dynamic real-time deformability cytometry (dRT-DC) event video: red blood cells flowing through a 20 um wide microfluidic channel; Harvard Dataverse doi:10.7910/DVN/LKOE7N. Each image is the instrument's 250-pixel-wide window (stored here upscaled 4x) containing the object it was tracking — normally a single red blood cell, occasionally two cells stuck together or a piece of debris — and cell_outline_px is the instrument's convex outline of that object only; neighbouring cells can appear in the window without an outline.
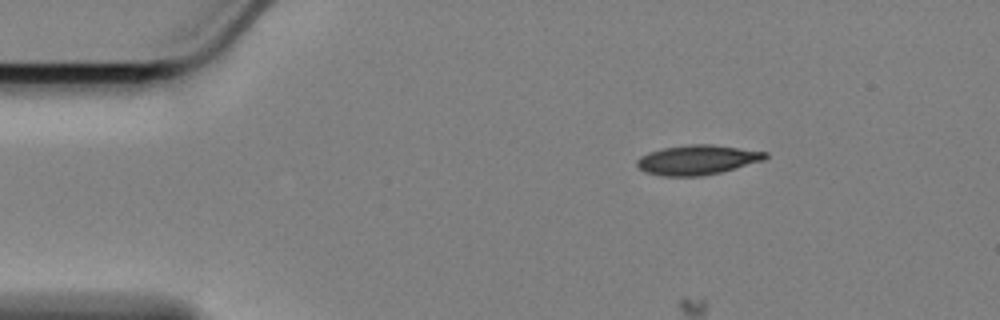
{"species": "Egyptian fruit bat (a non-hibernating species)", "species_latin": "Rousettus aegyptiacus", "temperature_condition": "cold", "stored_images_in_passage": 33, "camera_frame_rate_fps": 3000, "um_per_image_px": 0.085, "animal": {"sex": "female"}, "frame": {"image": 1, "passage_image": 1, "time_ms": 0.0, "image_size_px": [1000, 320], "cell_outline_px": [[768, 156], [764, 160], [720, 172], [700, 176], [664, 176], [644, 172], [636, 164], [636, 160], [640, 156], [648, 152], [664, 148], [688, 144], [712, 144], [768, 152]], "centroid_in_image_um": [59.26, 13.58], "position_along_channel_um": 25.7, "area_um2": 22.14}}